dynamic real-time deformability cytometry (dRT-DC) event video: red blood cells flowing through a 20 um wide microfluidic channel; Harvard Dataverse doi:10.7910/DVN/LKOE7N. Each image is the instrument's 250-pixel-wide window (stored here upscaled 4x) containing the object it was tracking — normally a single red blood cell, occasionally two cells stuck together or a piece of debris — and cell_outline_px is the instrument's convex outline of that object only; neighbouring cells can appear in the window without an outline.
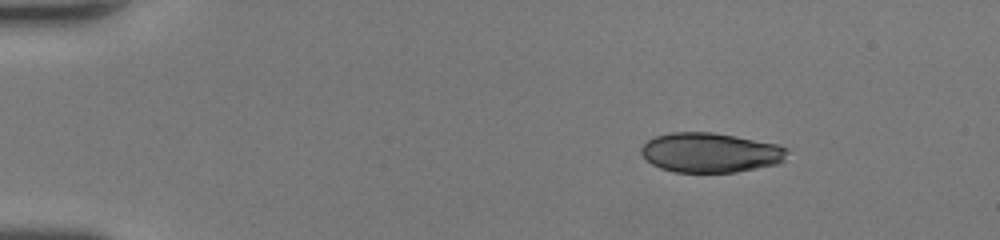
{"species": "human", "species_latin": "Homo sapiens", "temperature_condition": "room temperature", "stored_images_in_passage": 41, "camera_frame_rate_fps": 3000, "um_per_image_px": 0.085, "donor": {"sex": "female"}, "frame": {"image": 1, "passage_image": 1, "time_ms": 0.0, "image_size_px": [1000, 240], "cell_outline_px": [[788, 152], [784, 160], [780, 164], [736, 172], [676, 172], [660, 168], [652, 164], [640, 152], [640, 148], [648, 140], [656, 136], [672, 132], [712, 132], [776, 144], [788, 148]], "centroid_in_image_um": [60.4, 12.98], "position_along_channel_um": 24.6, "area_um2": 33.7}}
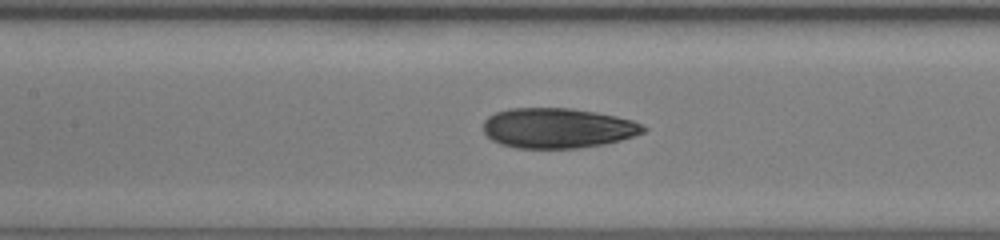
{"frame": {"image": 2, "passage_image": 17, "time_ms": 5.333, "image_size_px": [1000, 240], "cell_outline_px": [[648, 128], [644, 132], [620, 140], [604, 144], [580, 148], [516, 148], [500, 144], [492, 140], [484, 132], [484, 120], [488, 116], [496, 112], [508, 108], [572, 108], [596, 112], [616, 116], [632, 120]], "centroid_in_image_um": [47.38, 10.88], "position_along_channel_um": 160.0, "area_um2": 37.45}}
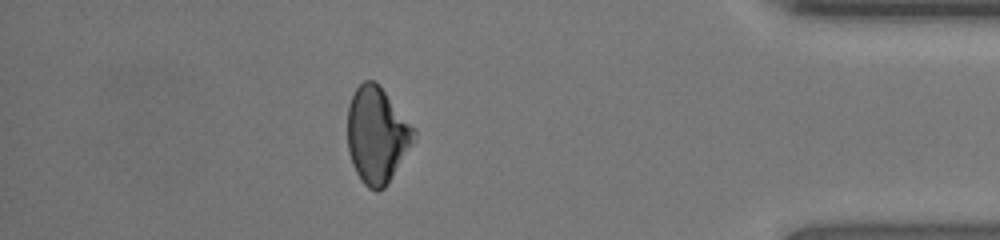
{"frame": {"image": 3, "passage_image": 36, "time_ms": 11.667, "image_size_px": [1000, 240], "cell_outline_px": [[416, 132], [412, 140], [388, 184], [384, 188], [376, 192], [368, 188], [360, 180], [352, 164], [348, 152], [348, 104], [356, 88], [364, 80], [372, 80], [380, 84], [416, 128]], "centroid_in_image_um": [32.02, 11.45], "position_along_channel_um": 403.2, "area_um2": 37.17}, "authors_computed_cell_mechanics": {"area_um2": 37.0498, "velocity_mm_per_s": 4.4043, "shape_relaxation_time_tau1_ms": 9.861, "shape_relaxation_time_tau2_ms": 2.1965, "deformation_change_tau1": 0.2639, "deformation_change_tau2": 0.084}}